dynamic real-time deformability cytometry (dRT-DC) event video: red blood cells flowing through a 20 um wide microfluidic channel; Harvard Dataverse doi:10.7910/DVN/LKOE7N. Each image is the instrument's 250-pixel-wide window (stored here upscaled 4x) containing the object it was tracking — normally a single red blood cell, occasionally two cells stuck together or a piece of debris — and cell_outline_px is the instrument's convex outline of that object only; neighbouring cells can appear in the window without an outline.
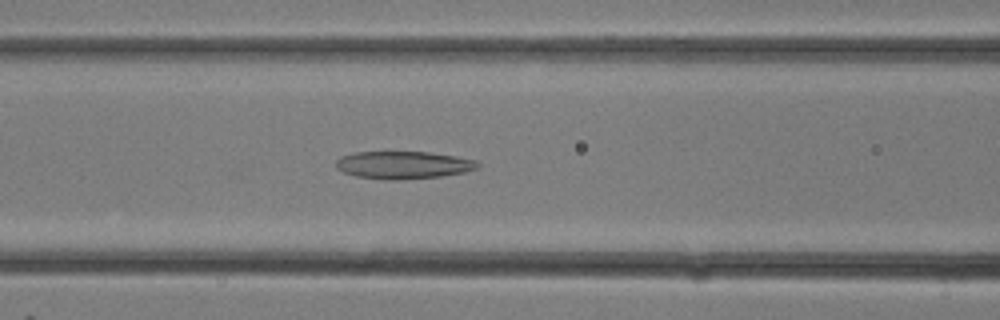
{"species": "common noctule bat (a hibernating species)", "species_latin": "Nyctalus noctula", "temperature_condition": "room temperature", "stored_images_in_passage": 13, "camera_frame_rate_fps": 3000, "um_per_image_px": 0.085, "animal": {"sex": "female"}, "frame": {"image": 1, "passage_image": 8, "time_ms": 2.333, "image_size_px": [1000, 320], "cell_outline_px": [[480, 164], [476, 168], [464, 172], [440, 176], [396, 180], [388, 180], [356, 176], [344, 172], [336, 168], [336, 160], [340, 156], [356, 152], [428, 152], [456, 156], [476, 160]], "centroid_in_image_um": [34.26, 14.02], "position_along_channel_um": 132.3, "area_um2": 22.66}}
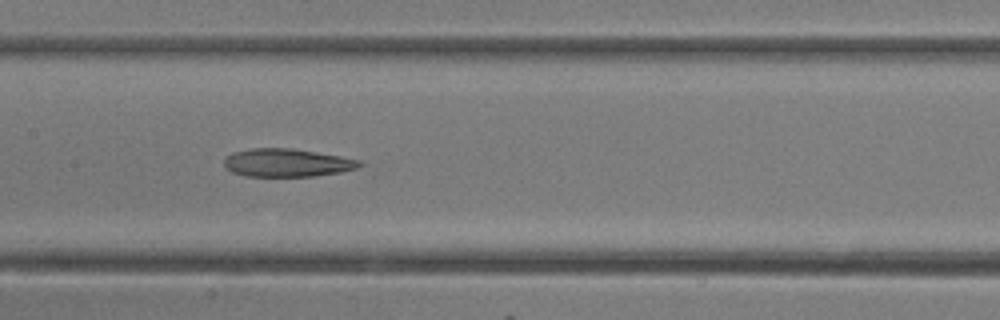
{"frame": {"image": 2, "passage_image": 10, "time_ms": 3.0, "image_size_px": [1000, 320], "cell_outline_px": [[364, 164], [356, 168], [340, 172], [316, 176], [244, 176], [232, 172], [224, 164], [224, 160], [232, 152], [252, 148], [292, 148], [340, 156], [360, 160]], "centroid_in_image_um": [24.4, 13.83], "position_along_channel_um": 183.0, "area_um2": 22.08}}
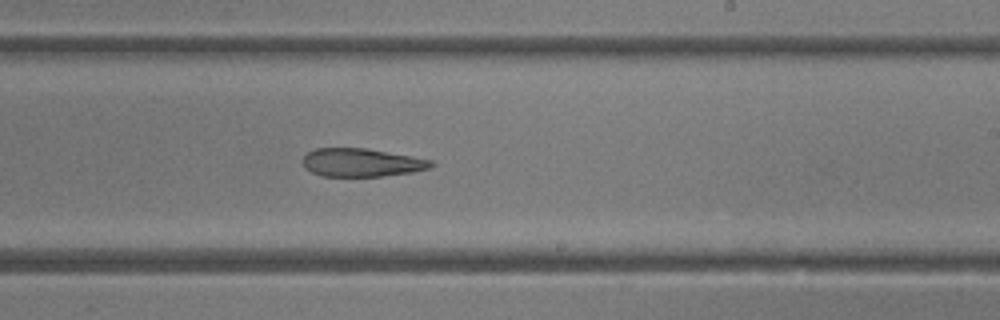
{"frame": {"image": 3, "passage_image": 13, "time_ms": 4.0, "image_size_px": [1000, 320], "cell_outline_px": [[436, 164], [428, 168], [412, 172], [384, 176], [320, 176], [304, 168], [304, 156], [308, 152], [316, 148], [368, 148], [412, 156], [432, 160]], "centroid_in_image_um": [30.75, 13.81], "position_along_channel_um": 258.3, "area_um2": 21.15}}